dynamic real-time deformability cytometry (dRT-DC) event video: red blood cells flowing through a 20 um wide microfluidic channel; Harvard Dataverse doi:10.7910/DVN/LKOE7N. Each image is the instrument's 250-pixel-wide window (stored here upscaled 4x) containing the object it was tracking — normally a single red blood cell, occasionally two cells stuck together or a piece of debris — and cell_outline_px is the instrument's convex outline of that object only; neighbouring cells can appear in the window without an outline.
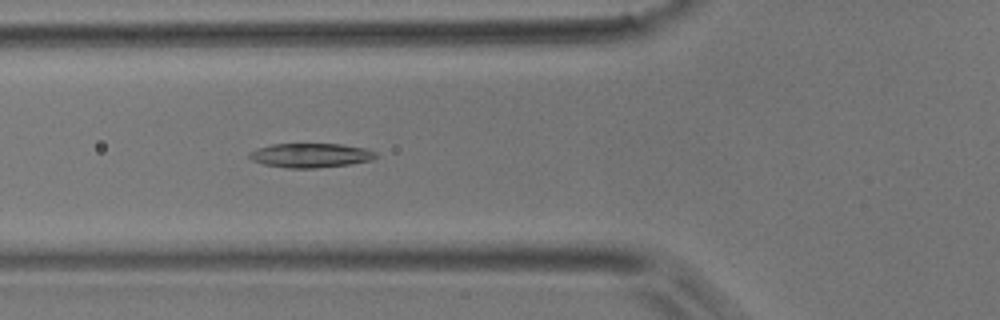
{"species": "common noctule bat (a hibernating species)", "species_latin": "Nyctalus noctula", "temperature_condition": "room temperature", "stored_images_in_passage": 28, "camera_frame_rate_fps": 3000, "um_per_image_px": 0.085, "animal": {"sex": "male", "body_mass_g": 17.9}, "frame": {"image": 1, "passage_image": 7, "time_ms": 2.0, "image_size_px": [1000, 320], "cell_outline_px": [[376, 156], [372, 160], [348, 164], [316, 168], [288, 168], [264, 164], [252, 160], [248, 156], [248, 152], [256, 148], [272, 144], [340, 144], [364, 148], [376, 152]], "centroid_in_image_um": [26.36, 13.2], "position_along_channel_um": 99.4, "area_um2": 17.8}}
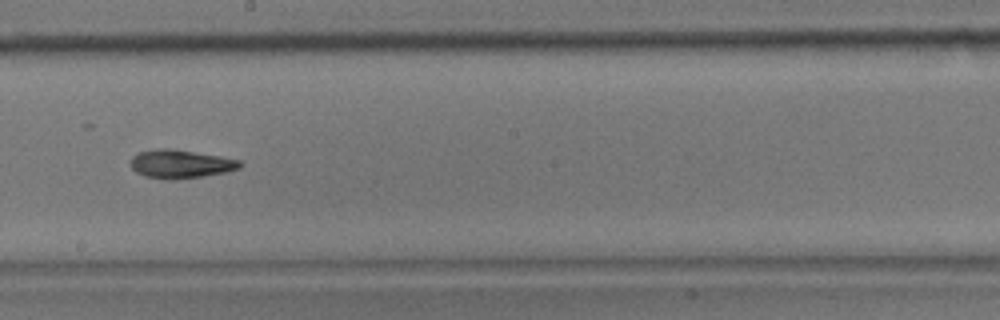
{"frame": {"image": 2, "passage_image": 17, "time_ms": 5.333, "image_size_px": [1000, 320], "cell_outline_px": [[244, 164], [240, 168], [224, 172], [200, 176], [144, 176], [136, 172], [132, 168], [132, 156], [140, 152], [156, 148], [168, 148], [220, 156], [240, 160]], "centroid_in_image_um": [15.39, 13.88], "position_along_channel_um": 232.8, "area_um2": 17.11}}
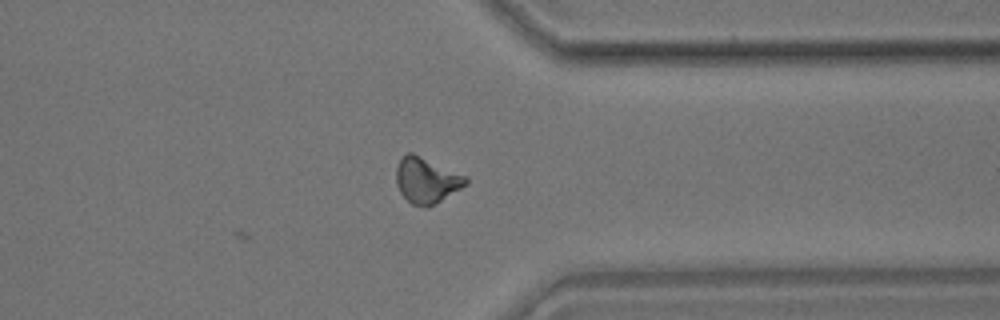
{"frame": {"image": 3, "passage_image": 28, "time_ms": 9.0, "image_size_px": [1000, 320], "cell_outline_px": [[468, 184], [428, 208], [424, 208], [412, 204], [400, 192], [396, 184], [396, 168], [400, 160], [408, 152], [412, 152], [468, 176]], "centroid_in_image_um": [36.27, 15.33], "position_along_channel_um": 375.1, "area_um2": 18.61}, "authors_computed_cell_mechanics": {"area_um2": 17.6868, "velocity_mm_per_s": 3.9886, "shape_relaxation_time_tau1_ms": 7.058, "shape_relaxation_time_tau2_ms": null, "deformation_change_tau1": 0.1855, "deformation_change_tau2": null}}